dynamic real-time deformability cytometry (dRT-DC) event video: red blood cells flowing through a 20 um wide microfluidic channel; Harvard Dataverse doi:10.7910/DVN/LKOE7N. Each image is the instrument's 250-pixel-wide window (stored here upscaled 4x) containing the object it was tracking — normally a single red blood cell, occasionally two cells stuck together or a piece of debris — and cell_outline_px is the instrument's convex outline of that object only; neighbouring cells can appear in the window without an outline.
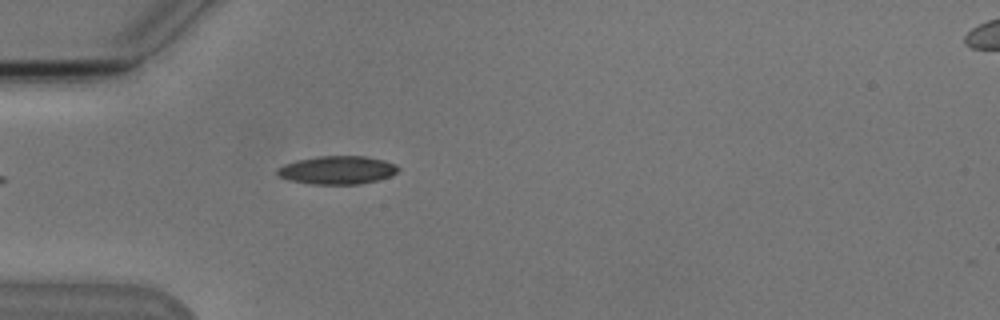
{"species": "Egyptian fruit bat (a non-hibernating species)", "species_latin": "Rousettus aegyptiacus", "temperature_condition": "cold", "stored_images_in_passage": 5, "camera_frame_rate_fps": 3000, "um_per_image_px": 0.085, "animal": {"sex": "male"}, "frame": {"image": 1, "passage_image": 5, "time_ms": 4.667, "image_size_px": [1000, 320], "cell_outline_px": [[400, 168], [396, 172], [388, 176], [376, 180], [360, 184], [312, 184], [288, 180], [280, 176], [276, 172], [276, 168], [284, 164], [296, 160], [320, 156], [364, 156], [384, 160], [396, 164]], "centroid_in_image_um": [28.64, 14.45], "position_along_channel_um": 56.4, "area_um2": 19.83}}